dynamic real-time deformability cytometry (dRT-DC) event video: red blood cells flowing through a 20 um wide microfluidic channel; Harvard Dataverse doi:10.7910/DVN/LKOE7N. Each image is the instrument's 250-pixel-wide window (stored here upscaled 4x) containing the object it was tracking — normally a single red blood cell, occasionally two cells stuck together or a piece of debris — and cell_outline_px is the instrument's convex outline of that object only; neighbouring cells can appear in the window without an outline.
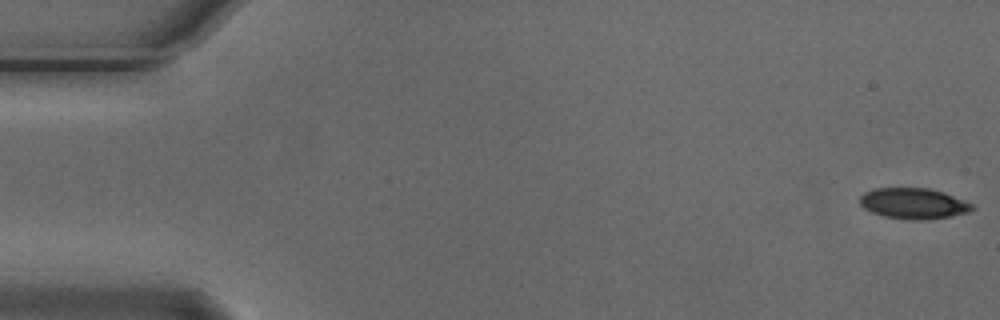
{"species": "Egyptian fruit bat (a non-hibernating species)", "species_latin": "Rousettus aegyptiacus", "temperature_condition": "cold", "stored_images_in_passage": 5, "camera_frame_rate_fps": 3000, "um_per_image_px": 0.085, "animal": {"sex": "male"}, "frame": {"image": 1, "passage_image": 1, "time_ms": 0.0, "image_size_px": [1000, 320], "cell_outline_px": [[976, 208], [968, 212], [948, 216], [924, 220], [912, 220], [884, 216], [872, 212], [864, 208], [860, 204], [860, 196], [864, 192], [876, 188], [928, 188], [944, 192], [964, 200], [972, 204]], "centroid_in_image_um": [77.64, 17.29], "position_along_channel_um": 7.4, "area_um2": 20.06}}
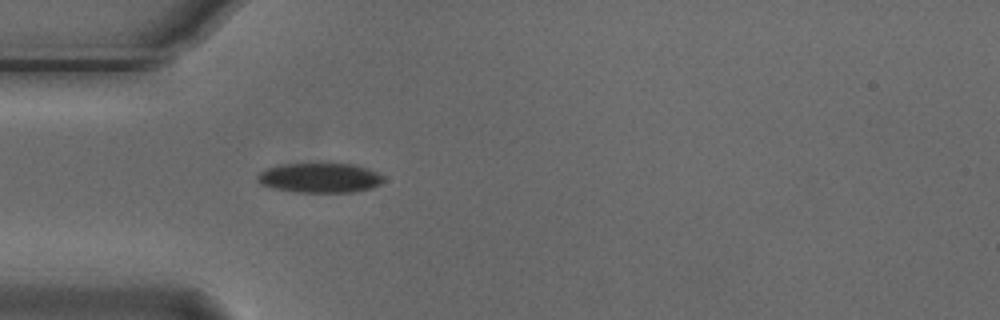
{"frame": {"image": 2, "passage_image": 5, "time_ms": 1.333, "image_size_px": [1000, 320], "cell_outline_px": [[384, 180], [380, 184], [372, 188], [352, 192], [296, 192], [276, 188], [260, 184], [256, 180], [256, 176], [260, 172], [268, 168], [284, 164], [352, 164], [376, 172], [384, 176]], "centroid_in_image_um": [27.18, 15.12], "position_along_channel_um": 57.8, "area_um2": 21.56}}